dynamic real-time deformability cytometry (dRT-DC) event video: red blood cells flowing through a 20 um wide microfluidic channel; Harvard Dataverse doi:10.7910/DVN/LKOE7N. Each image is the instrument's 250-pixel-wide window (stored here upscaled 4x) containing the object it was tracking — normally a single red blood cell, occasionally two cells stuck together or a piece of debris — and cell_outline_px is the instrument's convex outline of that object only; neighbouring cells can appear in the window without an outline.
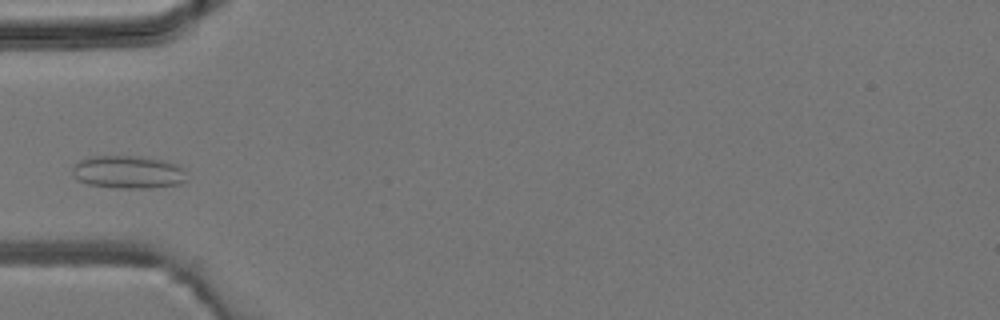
{"species": "common noctule bat (a hibernating species)", "species_latin": "Nyctalus noctula", "temperature_condition": "room temperature", "stored_images_in_passage": 3, "camera_frame_rate_fps": 3000, "um_per_image_px": 0.085, "animal": {"sex": "male", "body_mass_g": 19.2, "forearm_length_mm": 51.8}, "frame": {"image": 1, "passage_image": 3, "time_ms": 2.333, "image_size_px": [1000, 320], "cell_outline_px": [[184, 180], [180, 184], [152, 188], [120, 188], [88, 184], [80, 180], [72, 172], [72, 168], [80, 160], [92, 156], [140, 156], [164, 160], [176, 164], [180, 168]], "centroid_in_image_um": [10.86, 14.62], "position_along_channel_um": 74.1, "area_um2": 21.5}}